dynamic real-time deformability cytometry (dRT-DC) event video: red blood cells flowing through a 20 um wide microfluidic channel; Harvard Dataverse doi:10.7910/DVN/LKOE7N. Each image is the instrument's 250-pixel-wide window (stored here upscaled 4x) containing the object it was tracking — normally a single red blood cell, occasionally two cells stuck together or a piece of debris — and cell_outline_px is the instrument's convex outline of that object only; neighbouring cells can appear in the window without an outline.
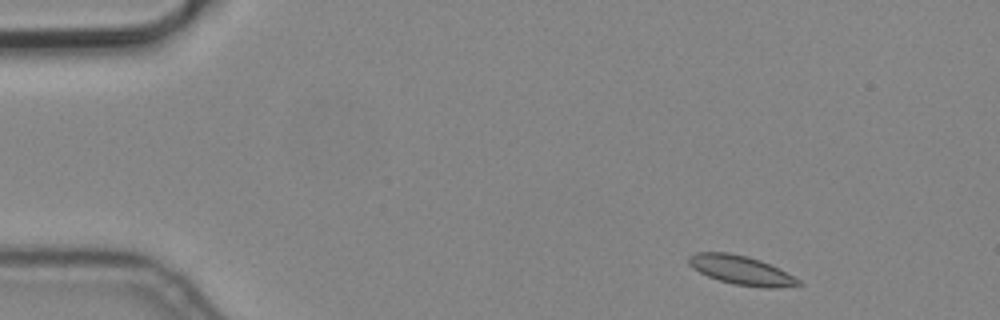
{"species": "common noctule bat (a hibernating species)", "species_latin": "Nyctalus noctula", "temperature_condition": "cold", "stored_images_in_passage": 4, "camera_frame_rate_fps": 3000, "um_per_image_px": 0.085, "animal": {"sex": "male", "body_mass_g": 19.2, "forearm_length_mm": 51.8}, "frame": {"image": 1, "passage_image": 1, "time_ms": 0.0, "image_size_px": [1000, 320], "cell_outline_px": [[804, 284], [772, 288], [764, 288], [732, 284], [708, 276], [692, 268], [688, 264], [688, 256], [696, 252], [728, 252], [748, 256], [760, 260], [800, 280]], "centroid_in_image_um": [62.94, 22.96], "position_along_channel_um": 22.1, "area_um2": 18.38}}